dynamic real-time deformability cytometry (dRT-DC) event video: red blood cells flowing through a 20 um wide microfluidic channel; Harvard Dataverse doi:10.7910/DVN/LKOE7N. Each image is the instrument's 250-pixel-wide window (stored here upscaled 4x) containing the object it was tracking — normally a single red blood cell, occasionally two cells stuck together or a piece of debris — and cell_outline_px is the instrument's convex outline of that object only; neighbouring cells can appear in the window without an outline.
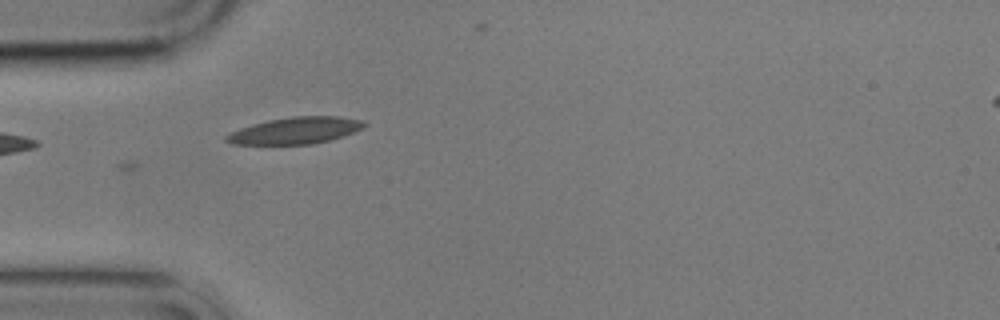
{"species": "common noctule bat (a hibernating species)", "species_latin": "Nyctalus noctula", "temperature_condition": "cold", "stored_images_in_passage": 7, "camera_frame_rate_fps": 3000, "um_per_image_px": 0.085, "animal": {"sex": "male", "body_mass_g": 17.9}, "frame": {"image": 1, "passage_image": 6, "time_ms": 6.0, "image_size_px": [1000, 320], "cell_outline_px": [[368, 124], [364, 128], [356, 132], [328, 140], [312, 144], [232, 144], [224, 140], [224, 136], [240, 128], [252, 124], [268, 120], [292, 116], [340, 116], [364, 120]], "centroid_in_image_um": [25.15, 11.08], "position_along_channel_um": 59.8, "area_um2": 21.56}}
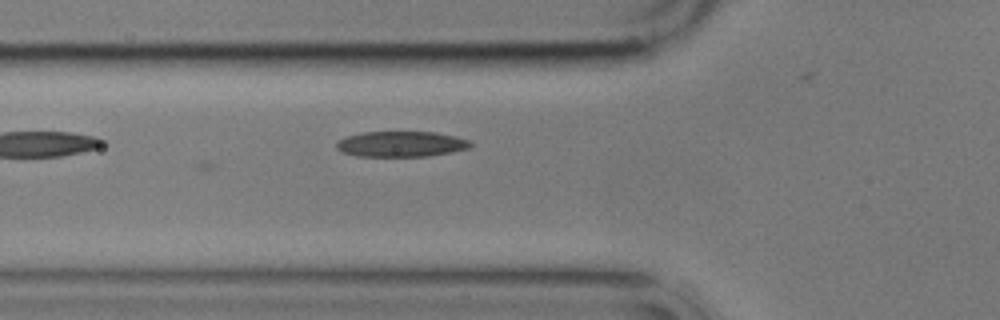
{"frame": {"image": 2, "passage_image": 7, "time_ms": 7.0, "image_size_px": [1000, 320], "cell_outline_px": [[472, 144], [468, 148], [428, 156], [356, 156], [340, 152], [336, 148], [336, 144], [340, 140], [348, 136], [360, 132], [436, 132], [456, 136], [468, 140]], "centroid_in_image_um": [34.06, 12.24], "position_along_channel_um": 91.7, "area_um2": 19.83}}